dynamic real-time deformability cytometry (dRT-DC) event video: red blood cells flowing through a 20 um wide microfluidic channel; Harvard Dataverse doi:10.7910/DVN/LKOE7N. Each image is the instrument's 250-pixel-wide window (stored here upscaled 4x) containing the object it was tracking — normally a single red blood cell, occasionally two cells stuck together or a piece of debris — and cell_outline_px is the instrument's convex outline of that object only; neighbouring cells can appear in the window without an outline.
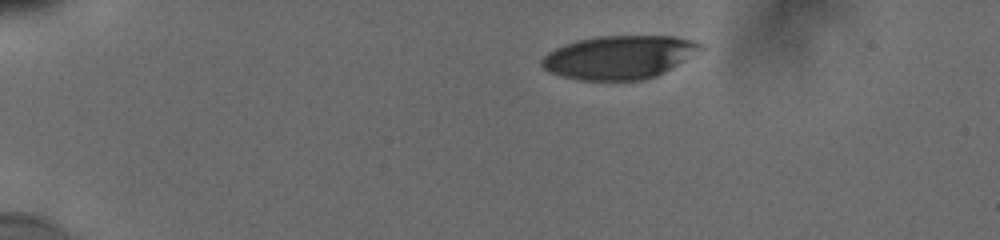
{"species": "human", "species_latin": "Homo sapiens", "temperature_condition": "cold", "stored_images_in_passage": 38, "camera_frame_rate_fps": 3000, "um_per_image_px": 0.085, "donor": {"sex": "male"}, "frame": {"image": 1, "passage_image": 1, "time_ms": 0.0, "image_size_px": [1000, 240], "cell_outline_px": [[704, 48], [656, 76], [640, 80], [580, 80], [564, 76], [552, 72], [544, 68], [540, 64], [540, 60], [548, 52], [564, 44], [576, 40], [596, 36], [676, 36], [696, 40], [704, 44]], "centroid_in_image_um": [52.63, 4.84], "position_along_channel_um": 32.4, "area_um2": 39.94}}
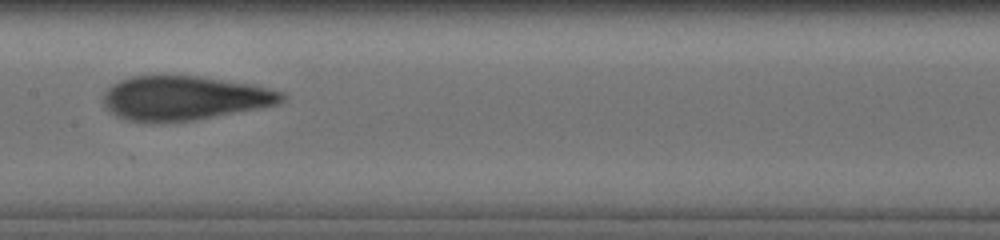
{"frame": {"image": 2, "passage_image": 20, "time_ms": 6.333, "image_size_px": [1000, 240], "cell_outline_px": [[288, 96], [284, 100], [276, 104], [196, 120], [156, 124], [152, 124], [128, 120], [116, 116], [104, 104], [104, 92], [112, 84], [120, 80], [132, 76], [200, 76], [248, 84], [268, 88], [284, 92]], "centroid_in_image_um": [15.63, 8.35], "position_along_channel_um": 191.8, "area_um2": 46.01}}
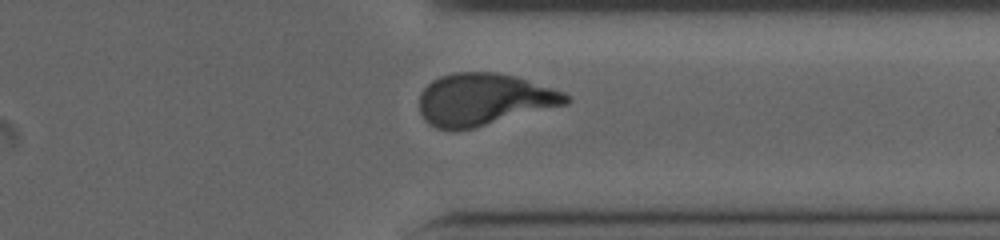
{"frame": {"image": 3, "passage_image": 34, "time_ms": 11.0, "image_size_px": [1000, 240], "cell_outline_px": [[572, 100], [568, 104], [472, 128], [436, 128], [424, 120], [420, 112], [420, 92], [432, 80], [440, 76], [452, 72], [496, 72], [516, 76], [564, 92]], "centroid_in_image_um": [41.13, 8.43], "position_along_channel_um": 370.3, "area_um2": 44.16}, "authors_computed_cell_mechanics": {"area_um2": 44.8528, "velocity_mm_per_s": 3.8337, "shape_relaxation_time_tau1_ms": 5.2782, "shape_relaxation_time_tau2_ms": 1.2365, "deformation_change_tau1": 0.235, "deformation_change_tau2": 0.0908}}